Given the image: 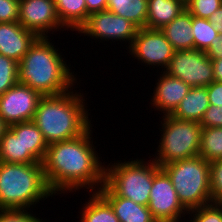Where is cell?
Returning <instances> with one entry per match:
<instances>
[{
    "mask_svg": "<svg viewBox=\"0 0 222 222\" xmlns=\"http://www.w3.org/2000/svg\"><path fill=\"white\" fill-rule=\"evenodd\" d=\"M107 10L135 24L146 28L148 0H108Z\"/></svg>",
    "mask_w": 222,
    "mask_h": 222,
    "instance_id": "cell-22",
    "label": "cell"
},
{
    "mask_svg": "<svg viewBox=\"0 0 222 222\" xmlns=\"http://www.w3.org/2000/svg\"><path fill=\"white\" fill-rule=\"evenodd\" d=\"M147 207L157 222H182L181 218L188 215L171 179L162 168L154 174Z\"/></svg>",
    "mask_w": 222,
    "mask_h": 222,
    "instance_id": "cell-11",
    "label": "cell"
},
{
    "mask_svg": "<svg viewBox=\"0 0 222 222\" xmlns=\"http://www.w3.org/2000/svg\"><path fill=\"white\" fill-rule=\"evenodd\" d=\"M18 62L0 54V96L18 83Z\"/></svg>",
    "mask_w": 222,
    "mask_h": 222,
    "instance_id": "cell-27",
    "label": "cell"
},
{
    "mask_svg": "<svg viewBox=\"0 0 222 222\" xmlns=\"http://www.w3.org/2000/svg\"><path fill=\"white\" fill-rule=\"evenodd\" d=\"M191 217H190V216ZM187 222H222V204L210 203L188 211Z\"/></svg>",
    "mask_w": 222,
    "mask_h": 222,
    "instance_id": "cell-28",
    "label": "cell"
},
{
    "mask_svg": "<svg viewBox=\"0 0 222 222\" xmlns=\"http://www.w3.org/2000/svg\"><path fill=\"white\" fill-rule=\"evenodd\" d=\"M138 27L131 21L108 10L92 13L86 22L79 28L78 34H83L91 39L104 41H120L128 43L129 49L137 34ZM115 40V41H113Z\"/></svg>",
    "mask_w": 222,
    "mask_h": 222,
    "instance_id": "cell-9",
    "label": "cell"
},
{
    "mask_svg": "<svg viewBox=\"0 0 222 222\" xmlns=\"http://www.w3.org/2000/svg\"><path fill=\"white\" fill-rule=\"evenodd\" d=\"M163 120V121H162ZM161 139L152 159L160 166L199 155L202 126L199 122L163 115Z\"/></svg>",
    "mask_w": 222,
    "mask_h": 222,
    "instance_id": "cell-7",
    "label": "cell"
},
{
    "mask_svg": "<svg viewBox=\"0 0 222 222\" xmlns=\"http://www.w3.org/2000/svg\"><path fill=\"white\" fill-rule=\"evenodd\" d=\"M171 179L183 207L190 211L212 203L210 163L200 155L161 167Z\"/></svg>",
    "mask_w": 222,
    "mask_h": 222,
    "instance_id": "cell-5",
    "label": "cell"
},
{
    "mask_svg": "<svg viewBox=\"0 0 222 222\" xmlns=\"http://www.w3.org/2000/svg\"><path fill=\"white\" fill-rule=\"evenodd\" d=\"M18 22L38 37H50L51 31L67 30L58 18L54 0H20Z\"/></svg>",
    "mask_w": 222,
    "mask_h": 222,
    "instance_id": "cell-12",
    "label": "cell"
},
{
    "mask_svg": "<svg viewBox=\"0 0 222 222\" xmlns=\"http://www.w3.org/2000/svg\"><path fill=\"white\" fill-rule=\"evenodd\" d=\"M222 0H185L186 10L195 17L208 19L220 6Z\"/></svg>",
    "mask_w": 222,
    "mask_h": 222,
    "instance_id": "cell-29",
    "label": "cell"
},
{
    "mask_svg": "<svg viewBox=\"0 0 222 222\" xmlns=\"http://www.w3.org/2000/svg\"><path fill=\"white\" fill-rule=\"evenodd\" d=\"M184 10L185 0H148L146 28L162 29Z\"/></svg>",
    "mask_w": 222,
    "mask_h": 222,
    "instance_id": "cell-20",
    "label": "cell"
},
{
    "mask_svg": "<svg viewBox=\"0 0 222 222\" xmlns=\"http://www.w3.org/2000/svg\"><path fill=\"white\" fill-rule=\"evenodd\" d=\"M97 192L111 205L119 222H157L147 206L118 196L106 183Z\"/></svg>",
    "mask_w": 222,
    "mask_h": 222,
    "instance_id": "cell-16",
    "label": "cell"
},
{
    "mask_svg": "<svg viewBox=\"0 0 222 222\" xmlns=\"http://www.w3.org/2000/svg\"><path fill=\"white\" fill-rule=\"evenodd\" d=\"M155 85L150 104L162 115H171L191 88L181 79L164 71H161Z\"/></svg>",
    "mask_w": 222,
    "mask_h": 222,
    "instance_id": "cell-14",
    "label": "cell"
},
{
    "mask_svg": "<svg viewBox=\"0 0 222 222\" xmlns=\"http://www.w3.org/2000/svg\"><path fill=\"white\" fill-rule=\"evenodd\" d=\"M209 103L214 106L222 105V82L213 81L207 86Z\"/></svg>",
    "mask_w": 222,
    "mask_h": 222,
    "instance_id": "cell-34",
    "label": "cell"
},
{
    "mask_svg": "<svg viewBox=\"0 0 222 222\" xmlns=\"http://www.w3.org/2000/svg\"><path fill=\"white\" fill-rule=\"evenodd\" d=\"M209 105L207 87H191L171 116L200 123Z\"/></svg>",
    "mask_w": 222,
    "mask_h": 222,
    "instance_id": "cell-18",
    "label": "cell"
},
{
    "mask_svg": "<svg viewBox=\"0 0 222 222\" xmlns=\"http://www.w3.org/2000/svg\"><path fill=\"white\" fill-rule=\"evenodd\" d=\"M9 129V125L3 120L0 116V139L4 135V133Z\"/></svg>",
    "mask_w": 222,
    "mask_h": 222,
    "instance_id": "cell-39",
    "label": "cell"
},
{
    "mask_svg": "<svg viewBox=\"0 0 222 222\" xmlns=\"http://www.w3.org/2000/svg\"><path fill=\"white\" fill-rule=\"evenodd\" d=\"M22 143L23 154H31L37 162H43L48 144L33 121L22 122Z\"/></svg>",
    "mask_w": 222,
    "mask_h": 222,
    "instance_id": "cell-24",
    "label": "cell"
},
{
    "mask_svg": "<svg viewBox=\"0 0 222 222\" xmlns=\"http://www.w3.org/2000/svg\"><path fill=\"white\" fill-rule=\"evenodd\" d=\"M37 38L19 22L0 23V54L19 63Z\"/></svg>",
    "mask_w": 222,
    "mask_h": 222,
    "instance_id": "cell-15",
    "label": "cell"
},
{
    "mask_svg": "<svg viewBox=\"0 0 222 222\" xmlns=\"http://www.w3.org/2000/svg\"><path fill=\"white\" fill-rule=\"evenodd\" d=\"M83 94L71 89L64 94L40 99L32 121L48 145L76 138L92 126Z\"/></svg>",
    "mask_w": 222,
    "mask_h": 222,
    "instance_id": "cell-3",
    "label": "cell"
},
{
    "mask_svg": "<svg viewBox=\"0 0 222 222\" xmlns=\"http://www.w3.org/2000/svg\"><path fill=\"white\" fill-rule=\"evenodd\" d=\"M211 60L214 71V80L216 82H222V58Z\"/></svg>",
    "mask_w": 222,
    "mask_h": 222,
    "instance_id": "cell-38",
    "label": "cell"
},
{
    "mask_svg": "<svg viewBox=\"0 0 222 222\" xmlns=\"http://www.w3.org/2000/svg\"><path fill=\"white\" fill-rule=\"evenodd\" d=\"M87 6V18L90 14L107 10L108 0H85Z\"/></svg>",
    "mask_w": 222,
    "mask_h": 222,
    "instance_id": "cell-36",
    "label": "cell"
},
{
    "mask_svg": "<svg viewBox=\"0 0 222 222\" xmlns=\"http://www.w3.org/2000/svg\"><path fill=\"white\" fill-rule=\"evenodd\" d=\"M54 197L45 179L42 163L0 161V209H28ZM33 205V206H32Z\"/></svg>",
    "mask_w": 222,
    "mask_h": 222,
    "instance_id": "cell-4",
    "label": "cell"
},
{
    "mask_svg": "<svg viewBox=\"0 0 222 222\" xmlns=\"http://www.w3.org/2000/svg\"><path fill=\"white\" fill-rule=\"evenodd\" d=\"M199 155L209 163L222 159V127H202Z\"/></svg>",
    "mask_w": 222,
    "mask_h": 222,
    "instance_id": "cell-25",
    "label": "cell"
},
{
    "mask_svg": "<svg viewBox=\"0 0 222 222\" xmlns=\"http://www.w3.org/2000/svg\"><path fill=\"white\" fill-rule=\"evenodd\" d=\"M56 12L62 25L77 32L87 20L85 0H54Z\"/></svg>",
    "mask_w": 222,
    "mask_h": 222,
    "instance_id": "cell-21",
    "label": "cell"
},
{
    "mask_svg": "<svg viewBox=\"0 0 222 222\" xmlns=\"http://www.w3.org/2000/svg\"><path fill=\"white\" fill-rule=\"evenodd\" d=\"M202 127H222V105H209L200 121Z\"/></svg>",
    "mask_w": 222,
    "mask_h": 222,
    "instance_id": "cell-33",
    "label": "cell"
},
{
    "mask_svg": "<svg viewBox=\"0 0 222 222\" xmlns=\"http://www.w3.org/2000/svg\"><path fill=\"white\" fill-rule=\"evenodd\" d=\"M210 190L212 203L222 204V159L210 162Z\"/></svg>",
    "mask_w": 222,
    "mask_h": 222,
    "instance_id": "cell-30",
    "label": "cell"
},
{
    "mask_svg": "<svg viewBox=\"0 0 222 222\" xmlns=\"http://www.w3.org/2000/svg\"><path fill=\"white\" fill-rule=\"evenodd\" d=\"M192 35L194 37V49L207 51L211 42L216 41L219 32L208 19L192 16Z\"/></svg>",
    "mask_w": 222,
    "mask_h": 222,
    "instance_id": "cell-26",
    "label": "cell"
},
{
    "mask_svg": "<svg viewBox=\"0 0 222 222\" xmlns=\"http://www.w3.org/2000/svg\"><path fill=\"white\" fill-rule=\"evenodd\" d=\"M28 211V209H0V222H46L36 217L32 211Z\"/></svg>",
    "mask_w": 222,
    "mask_h": 222,
    "instance_id": "cell-31",
    "label": "cell"
},
{
    "mask_svg": "<svg viewBox=\"0 0 222 222\" xmlns=\"http://www.w3.org/2000/svg\"><path fill=\"white\" fill-rule=\"evenodd\" d=\"M89 193V200L83 203L80 222H119L111 205L98 193Z\"/></svg>",
    "mask_w": 222,
    "mask_h": 222,
    "instance_id": "cell-23",
    "label": "cell"
},
{
    "mask_svg": "<svg viewBox=\"0 0 222 222\" xmlns=\"http://www.w3.org/2000/svg\"><path fill=\"white\" fill-rule=\"evenodd\" d=\"M205 53L211 59L222 58V33L216 37L215 42H211V46Z\"/></svg>",
    "mask_w": 222,
    "mask_h": 222,
    "instance_id": "cell-35",
    "label": "cell"
},
{
    "mask_svg": "<svg viewBox=\"0 0 222 222\" xmlns=\"http://www.w3.org/2000/svg\"><path fill=\"white\" fill-rule=\"evenodd\" d=\"M175 51L194 50L192 15L184 10L178 17L160 29Z\"/></svg>",
    "mask_w": 222,
    "mask_h": 222,
    "instance_id": "cell-19",
    "label": "cell"
},
{
    "mask_svg": "<svg viewBox=\"0 0 222 222\" xmlns=\"http://www.w3.org/2000/svg\"><path fill=\"white\" fill-rule=\"evenodd\" d=\"M164 72L190 87H207L215 81L211 58L196 49L175 51Z\"/></svg>",
    "mask_w": 222,
    "mask_h": 222,
    "instance_id": "cell-8",
    "label": "cell"
},
{
    "mask_svg": "<svg viewBox=\"0 0 222 222\" xmlns=\"http://www.w3.org/2000/svg\"><path fill=\"white\" fill-rule=\"evenodd\" d=\"M0 161L6 163H38L31 154H23L22 122L9 126L0 139Z\"/></svg>",
    "mask_w": 222,
    "mask_h": 222,
    "instance_id": "cell-17",
    "label": "cell"
},
{
    "mask_svg": "<svg viewBox=\"0 0 222 222\" xmlns=\"http://www.w3.org/2000/svg\"><path fill=\"white\" fill-rule=\"evenodd\" d=\"M212 23L213 27L219 32L222 33V5L208 18Z\"/></svg>",
    "mask_w": 222,
    "mask_h": 222,
    "instance_id": "cell-37",
    "label": "cell"
},
{
    "mask_svg": "<svg viewBox=\"0 0 222 222\" xmlns=\"http://www.w3.org/2000/svg\"><path fill=\"white\" fill-rule=\"evenodd\" d=\"M127 52L140 63L165 70L175 50L160 29L140 28Z\"/></svg>",
    "mask_w": 222,
    "mask_h": 222,
    "instance_id": "cell-10",
    "label": "cell"
},
{
    "mask_svg": "<svg viewBox=\"0 0 222 222\" xmlns=\"http://www.w3.org/2000/svg\"><path fill=\"white\" fill-rule=\"evenodd\" d=\"M20 0H0V23L19 21Z\"/></svg>",
    "mask_w": 222,
    "mask_h": 222,
    "instance_id": "cell-32",
    "label": "cell"
},
{
    "mask_svg": "<svg viewBox=\"0 0 222 222\" xmlns=\"http://www.w3.org/2000/svg\"><path fill=\"white\" fill-rule=\"evenodd\" d=\"M92 128L76 138L48 145L42 165L54 195L83 188L89 189L88 193L97 192L105 184L106 162L100 161L93 145Z\"/></svg>",
    "mask_w": 222,
    "mask_h": 222,
    "instance_id": "cell-1",
    "label": "cell"
},
{
    "mask_svg": "<svg viewBox=\"0 0 222 222\" xmlns=\"http://www.w3.org/2000/svg\"><path fill=\"white\" fill-rule=\"evenodd\" d=\"M144 160L110 162L105 166V183L118 196L148 206L153 177L161 167L152 158Z\"/></svg>",
    "mask_w": 222,
    "mask_h": 222,
    "instance_id": "cell-6",
    "label": "cell"
},
{
    "mask_svg": "<svg viewBox=\"0 0 222 222\" xmlns=\"http://www.w3.org/2000/svg\"><path fill=\"white\" fill-rule=\"evenodd\" d=\"M42 97L31 87L17 83L0 96V116L9 126L32 121Z\"/></svg>",
    "mask_w": 222,
    "mask_h": 222,
    "instance_id": "cell-13",
    "label": "cell"
},
{
    "mask_svg": "<svg viewBox=\"0 0 222 222\" xmlns=\"http://www.w3.org/2000/svg\"><path fill=\"white\" fill-rule=\"evenodd\" d=\"M49 38L38 37L18 63V83L42 96L64 94L78 86V78L69 68L71 64L68 66Z\"/></svg>",
    "mask_w": 222,
    "mask_h": 222,
    "instance_id": "cell-2",
    "label": "cell"
}]
</instances>
